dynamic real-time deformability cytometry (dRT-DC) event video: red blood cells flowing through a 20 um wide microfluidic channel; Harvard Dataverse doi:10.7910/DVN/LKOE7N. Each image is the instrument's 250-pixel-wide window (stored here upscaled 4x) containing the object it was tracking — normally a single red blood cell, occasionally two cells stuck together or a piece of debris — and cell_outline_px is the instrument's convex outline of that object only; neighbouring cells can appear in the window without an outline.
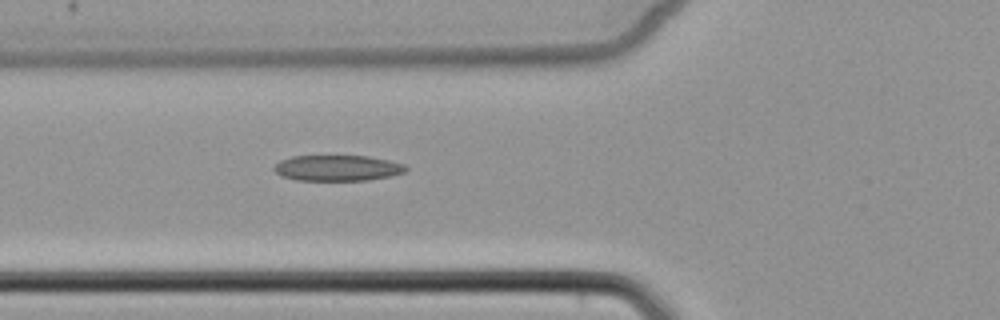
{"species": "common noctule bat (a hibernating species)", "species_latin": "Nyctalus noctula", "temperature_condition": "cold", "stored_images_in_passage": 6, "camera_frame_rate_fps": 3000, "um_per_image_px": 0.085, "animal": {"sex": "female", "body_mass_g": 22.7, "forearm_length_mm": 54.2}, "frame": {"image": 1, "passage_image": 6, "time_ms": 6.0, "image_size_px": [1000, 320], "cell_outline_px": [[408, 168], [404, 172], [392, 176], [368, 180], [296, 180], [280, 176], [272, 168], [280, 160], [292, 156], [368, 156], [388, 160], [404, 164]], "centroid_in_image_um": [28.67, 14.28], "position_along_channel_um": 97.1, "area_um2": 19.83}}